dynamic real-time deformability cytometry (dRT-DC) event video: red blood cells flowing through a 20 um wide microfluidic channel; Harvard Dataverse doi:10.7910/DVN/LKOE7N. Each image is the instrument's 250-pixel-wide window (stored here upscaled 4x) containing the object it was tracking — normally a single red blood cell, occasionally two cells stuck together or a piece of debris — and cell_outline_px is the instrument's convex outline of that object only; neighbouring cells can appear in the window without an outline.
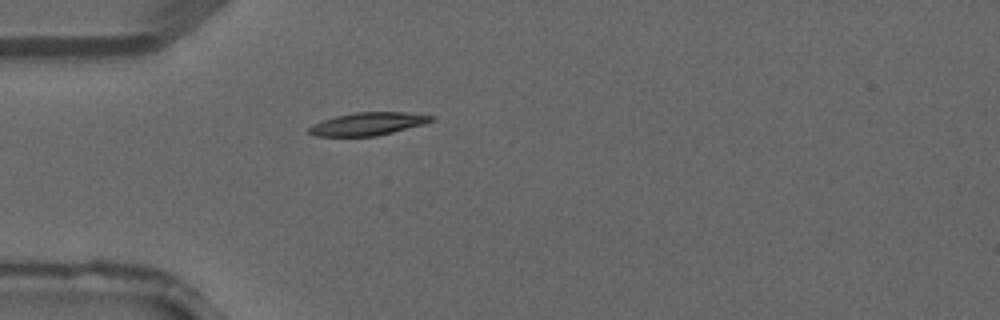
{"species": "common noctule bat (a hibernating species)", "species_latin": "Nyctalus noctula", "temperature_condition": "warm", "stored_images_in_passage": 4, "camera_frame_rate_fps": 3000, "um_per_image_px": 0.085, "animal": {"sex": "male", "forearm_length_mm": 52.5}, "frame": {"image": 1, "passage_image": 4, "time_ms": 1.0, "image_size_px": [1000, 320], "cell_outline_px": [[436, 120], [424, 124], [376, 136], [316, 136], [308, 132], [308, 128], [312, 124], [336, 116], [356, 112], [404, 112], [436, 116]], "centroid_in_image_um": [31.3, 10.52], "position_along_channel_um": 53.7, "area_um2": 16.24}}